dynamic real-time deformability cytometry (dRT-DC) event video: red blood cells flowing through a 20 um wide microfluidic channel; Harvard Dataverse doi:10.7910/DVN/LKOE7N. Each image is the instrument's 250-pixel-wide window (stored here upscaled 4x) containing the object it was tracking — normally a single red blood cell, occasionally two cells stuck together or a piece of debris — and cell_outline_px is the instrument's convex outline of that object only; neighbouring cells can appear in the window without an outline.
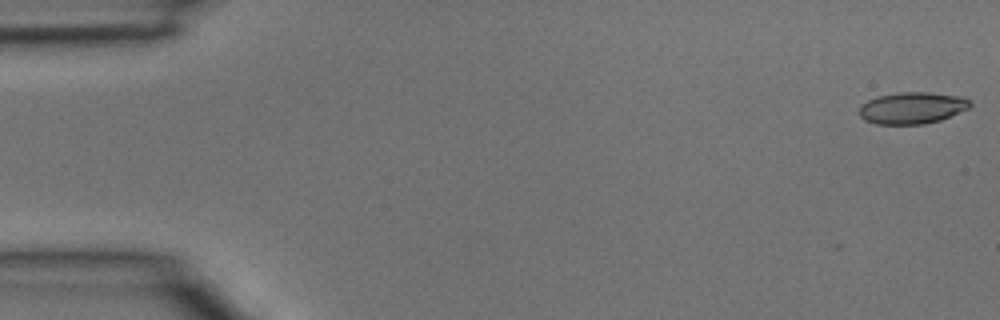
{"species": "common noctule bat (a hibernating species)", "species_latin": "Nyctalus noctula", "temperature_condition": "room temperature", "stored_images_in_passage": 3, "camera_frame_rate_fps": 3000, "um_per_image_px": 0.085, "animal": {"sex": "male", "body_mass_g": 15.6}, "frame": {"image": 1, "passage_image": 1, "time_ms": 0.0, "image_size_px": [1000, 320], "cell_outline_px": [[972, 104], [968, 108], [940, 120], [924, 124], [876, 124], [864, 120], [860, 116], [860, 108], [868, 100], [876, 96], [900, 92], [928, 92], [964, 96], [972, 100]], "centroid_in_image_um": [77.56, 9.16], "position_along_channel_um": 7.4, "area_um2": 20.52}}
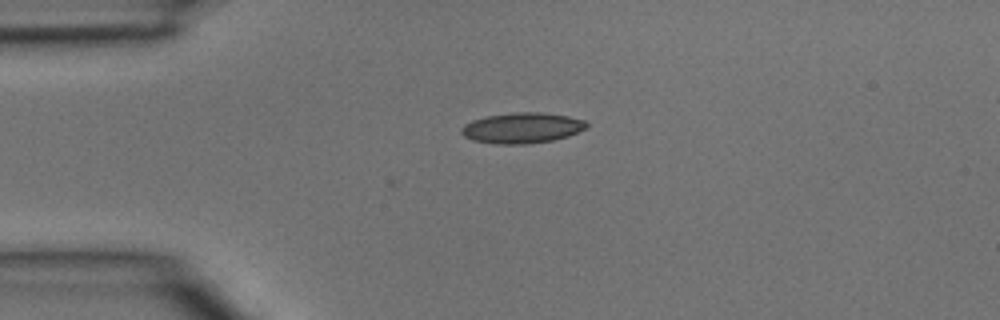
{"frame": {"image": 2, "passage_image": 3, "time_ms": 0.667, "image_size_px": [1000, 320], "cell_outline_px": [[588, 128], [568, 136], [552, 140], [524, 144], [500, 144], [472, 140], [464, 136], [460, 132], [460, 128], [464, 124], [472, 120], [488, 116], [512, 112], [540, 112], [568, 116], [584, 120], [588, 124]], "centroid_in_image_um": [44.37, 10.87], "position_along_channel_um": 40.6, "area_um2": 22.31}}